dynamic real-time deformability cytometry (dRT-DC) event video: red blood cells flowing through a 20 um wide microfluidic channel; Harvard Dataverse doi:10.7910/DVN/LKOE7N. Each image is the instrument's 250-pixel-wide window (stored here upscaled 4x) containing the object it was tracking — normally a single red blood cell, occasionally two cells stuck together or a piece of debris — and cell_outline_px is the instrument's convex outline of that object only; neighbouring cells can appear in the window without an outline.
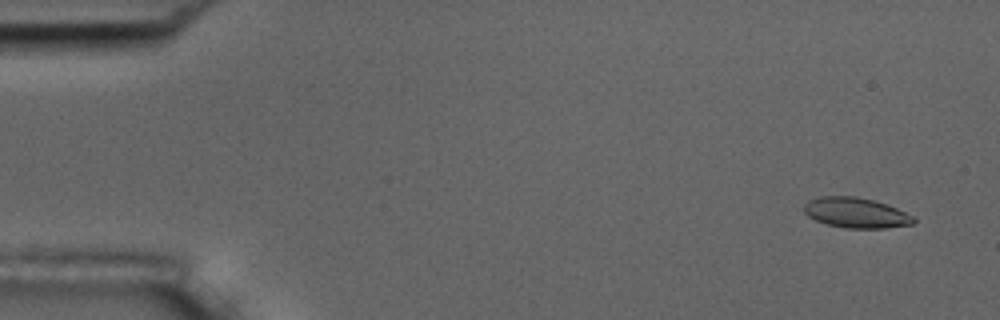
{"species": "common noctule bat (a hibernating species)", "species_latin": "Nyctalus noctula", "temperature_condition": "room temperature", "stored_images_in_passage": 5, "camera_frame_rate_fps": 3000, "um_per_image_px": 0.085, "animal": {"sex": "male", "body_mass_g": 17.5, "forearm_length_mm": 52.3}, "frame": {"image": 1, "passage_image": 1, "time_ms": 0.0, "image_size_px": [1000, 320], "cell_outline_px": [[916, 220], [912, 224], [884, 228], [844, 228], [828, 224], [816, 220], [808, 216], [804, 212], [804, 204], [808, 200], [820, 196], [856, 196], [888, 204], [912, 216]], "centroid_in_image_um": [72.73, 18.08], "position_along_channel_um": 12.3, "area_um2": 19.25}}
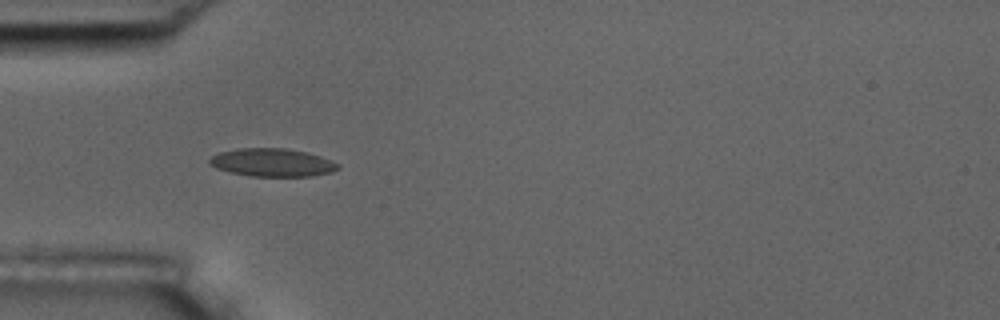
{"frame": {"image": 2, "passage_image": 4, "time_ms": 4.667, "image_size_px": [1000, 320], "cell_outline_px": [[340, 168], [332, 172], [312, 176], [252, 176], [232, 172], [216, 168], [208, 164], [208, 160], [212, 156], [220, 152], [240, 148], [284, 148], [304, 152], [320, 156], [340, 164]], "centroid_in_image_um": [23.15, 13.81], "position_along_channel_um": 61.9, "area_um2": 20.87}}